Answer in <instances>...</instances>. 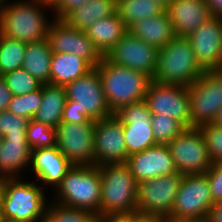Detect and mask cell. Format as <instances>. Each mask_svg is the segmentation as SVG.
Masks as SVG:
<instances>
[{"label": "cell", "mask_w": 222, "mask_h": 222, "mask_svg": "<svg viewBox=\"0 0 222 222\" xmlns=\"http://www.w3.org/2000/svg\"><path fill=\"white\" fill-rule=\"evenodd\" d=\"M52 15V3L47 0H1L0 33L25 43L41 41L47 38Z\"/></svg>", "instance_id": "6da1fadb"}, {"label": "cell", "mask_w": 222, "mask_h": 222, "mask_svg": "<svg viewBox=\"0 0 222 222\" xmlns=\"http://www.w3.org/2000/svg\"><path fill=\"white\" fill-rule=\"evenodd\" d=\"M101 175L100 217L136 214L138 182L126 163L99 165Z\"/></svg>", "instance_id": "7a4b0ae2"}, {"label": "cell", "mask_w": 222, "mask_h": 222, "mask_svg": "<svg viewBox=\"0 0 222 222\" xmlns=\"http://www.w3.org/2000/svg\"><path fill=\"white\" fill-rule=\"evenodd\" d=\"M24 178H4L1 217L20 222H42L51 201L47 190L34 179L27 181Z\"/></svg>", "instance_id": "3957f363"}, {"label": "cell", "mask_w": 222, "mask_h": 222, "mask_svg": "<svg viewBox=\"0 0 222 222\" xmlns=\"http://www.w3.org/2000/svg\"><path fill=\"white\" fill-rule=\"evenodd\" d=\"M53 192L52 202L90 211L100 217L101 175L98 166L73 165Z\"/></svg>", "instance_id": "277c9868"}, {"label": "cell", "mask_w": 222, "mask_h": 222, "mask_svg": "<svg viewBox=\"0 0 222 222\" xmlns=\"http://www.w3.org/2000/svg\"><path fill=\"white\" fill-rule=\"evenodd\" d=\"M98 70L109 109L114 114L121 107L145 100L152 79L146 74L121 67L102 57Z\"/></svg>", "instance_id": "5b68a950"}, {"label": "cell", "mask_w": 222, "mask_h": 222, "mask_svg": "<svg viewBox=\"0 0 222 222\" xmlns=\"http://www.w3.org/2000/svg\"><path fill=\"white\" fill-rule=\"evenodd\" d=\"M204 71L195 57L190 41L185 37H175L159 49L152 81L159 84L189 86Z\"/></svg>", "instance_id": "8992f818"}, {"label": "cell", "mask_w": 222, "mask_h": 222, "mask_svg": "<svg viewBox=\"0 0 222 222\" xmlns=\"http://www.w3.org/2000/svg\"><path fill=\"white\" fill-rule=\"evenodd\" d=\"M188 92L191 128L214 123L222 108V70H205Z\"/></svg>", "instance_id": "52a82bcc"}, {"label": "cell", "mask_w": 222, "mask_h": 222, "mask_svg": "<svg viewBox=\"0 0 222 222\" xmlns=\"http://www.w3.org/2000/svg\"><path fill=\"white\" fill-rule=\"evenodd\" d=\"M182 177L183 174L177 172L138 183L136 213L167 218Z\"/></svg>", "instance_id": "ba28073f"}, {"label": "cell", "mask_w": 222, "mask_h": 222, "mask_svg": "<svg viewBox=\"0 0 222 222\" xmlns=\"http://www.w3.org/2000/svg\"><path fill=\"white\" fill-rule=\"evenodd\" d=\"M176 170L183 175L205 174L212 166L199 128H187L167 144Z\"/></svg>", "instance_id": "9c48e42d"}, {"label": "cell", "mask_w": 222, "mask_h": 222, "mask_svg": "<svg viewBox=\"0 0 222 222\" xmlns=\"http://www.w3.org/2000/svg\"><path fill=\"white\" fill-rule=\"evenodd\" d=\"M212 204L207 175H183L173 208L166 219L204 218Z\"/></svg>", "instance_id": "30bf717a"}, {"label": "cell", "mask_w": 222, "mask_h": 222, "mask_svg": "<svg viewBox=\"0 0 222 222\" xmlns=\"http://www.w3.org/2000/svg\"><path fill=\"white\" fill-rule=\"evenodd\" d=\"M94 128L92 119L56 127V147L72 165L94 166Z\"/></svg>", "instance_id": "8fae6325"}, {"label": "cell", "mask_w": 222, "mask_h": 222, "mask_svg": "<svg viewBox=\"0 0 222 222\" xmlns=\"http://www.w3.org/2000/svg\"><path fill=\"white\" fill-rule=\"evenodd\" d=\"M114 114L122 122L128 156L157 145L151 126L152 113L145 100L121 107Z\"/></svg>", "instance_id": "7c38bea8"}, {"label": "cell", "mask_w": 222, "mask_h": 222, "mask_svg": "<svg viewBox=\"0 0 222 222\" xmlns=\"http://www.w3.org/2000/svg\"><path fill=\"white\" fill-rule=\"evenodd\" d=\"M145 101L152 115L164 114L178 120L186 129L191 128L188 86L159 84L148 85Z\"/></svg>", "instance_id": "4fadbf2b"}, {"label": "cell", "mask_w": 222, "mask_h": 222, "mask_svg": "<svg viewBox=\"0 0 222 222\" xmlns=\"http://www.w3.org/2000/svg\"><path fill=\"white\" fill-rule=\"evenodd\" d=\"M68 100L75 102V106L94 121L112 116L113 113L105 99L98 70L94 68L83 77L65 86Z\"/></svg>", "instance_id": "5bb4252c"}, {"label": "cell", "mask_w": 222, "mask_h": 222, "mask_svg": "<svg viewBox=\"0 0 222 222\" xmlns=\"http://www.w3.org/2000/svg\"><path fill=\"white\" fill-rule=\"evenodd\" d=\"M47 40L52 53H72L87 60L96 68L102 59L83 30L69 26L63 19L54 18L48 28Z\"/></svg>", "instance_id": "9a60e30c"}, {"label": "cell", "mask_w": 222, "mask_h": 222, "mask_svg": "<svg viewBox=\"0 0 222 222\" xmlns=\"http://www.w3.org/2000/svg\"><path fill=\"white\" fill-rule=\"evenodd\" d=\"M158 51L127 32L105 57L113 64L140 71L152 79L156 71Z\"/></svg>", "instance_id": "2e32d148"}, {"label": "cell", "mask_w": 222, "mask_h": 222, "mask_svg": "<svg viewBox=\"0 0 222 222\" xmlns=\"http://www.w3.org/2000/svg\"><path fill=\"white\" fill-rule=\"evenodd\" d=\"M122 122L113 114L95 121L94 166L126 163L128 155Z\"/></svg>", "instance_id": "e0dca14e"}, {"label": "cell", "mask_w": 222, "mask_h": 222, "mask_svg": "<svg viewBox=\"0 0 222 222\" xmlns=\"http://www.w3.org/2000/svg\"><path fill=\"white\" fill-rule=\"evenodd\" d=\"M187 39L204 70H222V18L210 17Z\"/></svg>", "instance_id": "ac0fdd59"}, {"label": "cell", "mask_w": 222, "mask_h": 222, "mask_svg": "<svg viewBox=\"0 0 222 222\" xmlns=\"http://www.w3.org/2000/svg\"><path fill=\"white\" fill-rule=\"evenodd\" d=\"M126 164L138 183L178 172L166 144H157L130 155Z\"/></svg>", "instance_id": "d6986e66"}, {"label": "cell", "mask_w": 222, "mask_h": 222, "mask_svg": "<svg viewBox=\"0 0 222 222\" xmlns=\"http://www.w3.org/2000/svg\"><path fill=\"white\" fill-rule=\"evenodd\" d=\"M72 166L56 146L32 150L30 177L53 193Z\"/></svg>", "instance_id": "ffe728a7"}, {"label": "cell", "mask_w": 222, "mask_h": 222, "mask_svg": "<svg viewBox=\"0 0 222 222\" xmlns=\"http://www.w3.org/2000/svg\"><path fill=\"white\" fill-rule=\"evenodd\" d=\"M176 37L187 38L211 17L204 0H171L165 8Z\"/></svg>", "instance_id": "44dd1931"}, {"label": "cell", "mask_w": 222, "mask_h": 222, "mask_svg": "<svg viewBox=\"0 0 222 222\" xmlns=\"http://www.w3.org/2000/svg\"><path fill=\"white\" fill-rule=\"evenodd\" d=\"M31 155L27 137H3L0 144V175L3 178L24 177V172L30 169Z\"/></svg>", "instance_id": "7402d4cb"}, {"label": "cell", "mask_w": 222, "mask_h": 222, "mask_svg": "<svg viewBox=\"0 0 222 222\" xmlns=\"http://www.w3.org/2000/svg\"><path fill=\"white\" fill-rule=\"evenodd\" d=\"M128 32L158 50L176 37L171 21L164 11L162 14L130 24Z\"/></svg>", "instance_id": "603a6c76"}, {"label": "cell", "mask_w": 222, "mask_h": 222, "mask_svg": "<svg viewBox=\"0 0 222 222\" xmlns=\"http://www.w3.org/2000/svg\"><path fill=\"white\" fill-rule=\"evenodd\" d=\"M84 32L100 55L105 57L128 32V29L117 12H115L109 17L93 22Z\"/></svg>", "instance_id": "cb8c5ba5"}, {"label": "cell", "mask_w": 222, "mask_h": 222, "mask_svg": "<svg viewBox=\"0 0 222 222\" xmlns=\"http://www.w3.org/2000/svg\"><path fill=\"white\" fill-rule=\"evenodd\" d=\"M94 67L84 58L70 53H53L50 68V84L66 86L83 77Z\"/></svg>", "instance_id": "d4e9b609"}, {"label": "cell", "mask_w": 222, "mask_h": 222, "mask_svg": "<svg viewBox=\"0 0 222 222\" xmlns=\"http://www.w3.org/2000/svg\"><path fill=\"white\" fill-rule=\"evenodd\" d=\"M67 96L65 86L43 84L42 103L33 120L56 129L62 122V115Z\"/></svg>", "instance_id": "484cf974"}, {"label": "cell", "mask_w": 222, "mask_h": 222, "mask_svg": "<svg viewBox=\"0 0 222 222\" xmlns=\"http://www.w3.org/2000/svg\"><path fill=\"white\" fill-rule=\"evenodd\" d=\"M116 12V0H87L70 10L62 19L71 27L86 30L93 22Z\"/></svg>", "instance_id": "4316f807"}, {"label": "cell", "mask_w": 222, "mask_h": 222, "mask_svg": "<svg viewBox=\"0 0 222 222\" xmlns=\"http://www.w3.org/2000/svg\"><path fill=\"white\" fill-rule=\"evenodd\" d=\"M52 50L49 42L43 39L27 43L22 67L42 84H50Z\"/></svg>", "instance_id": "83f0119b"}, {"label": "cell", "mask_w": 222, "mask_h": 222, "mask_svg": "<svg viewBox=\"0 0 222 222\" xmlns=\"http://www.w3.org/2000/svg\"><path fill=\"white\" fill-rule=\"evenodd\" d=\"M165 8L155 0H116V12L128 27L130 24L162 14Z\"/></svg>", "instance_id": "f1b7e54d"}, {"label": "cell", "mask_w": 222, "mask_h": 222, "mask_svg": "<svg viewBox=\"0 0 222 222\" xmlns=\"http://www.w3.org/2000/svg\"><path fill=\"white\" fill-rule=\"evenodd\" d=\"M27 43L0 33V76L22 68Z\"/></svg>", "instance_id": "f546056e"}, {"label": "cell", "mask_w": 222, "mask_h": 222, "mask_svg": "<svg viewBox=\"0 0 222 222\" xmlns=\"http://www.w3.org/2000/svg\"><path fill=\"white\" fill-rule=\"evenodd\" d=\"M99 216L86 210H80L49 202L42 222H98Z\"/></svg>", "instance_id": "4dcf8cb0"}, {"label": "cell", "mask_w": 222, "mask_h": 222, "mask_svg": "<svg viewBox=\"0 0 222 222\" xmlns=\"http://www.w3.org/2000/svg\"><path fill=\"white\" fill-rule=\"evenodd\" d=\"M13 96L26 95L42 87L40 81L23 67L2 75Z\"/></svg>", "instance_id": "1f68e13d"}, {"label": "cell", "mask_w": 222, "mask_h": 222, "mask_svg": "<svg viewBox=\"0 0 222 222\" xmlns=\"http://www.w3.org/2000/svg\"><path fill=\"white\" fill-rule=\"evenodd\" d=\"M151 126L157 144H168L180 135L186 128L168 115H152Z\"/></svg>", "instance_id": "d6a6232c"}, {"label": "cell", "mask_w": 222, "mask_h": 222, "mask_svg": "<svg viewBox=\"0 0 222 222\" xmlns=\"http://www.w3.org/2000/svg\"><path fill=\"white\" fill-rule=\"evenodd\" d=\"M26 136L31 150L56 146V129L33 119L29 120Z\"/></svg>", "instance_id": "836d02e7"}, {"label": "cell", "mask_w": 222, "mask_h": 222, "mask_svg": "<svg viewBox=\"0 0 222 222\" xmlns=\"http://www.w3.org/2000/svg\"><path fill=\"white\" fill-rule=\"evenodd\" d=\"M42 103V87L26 95L13 96L8 110L15 115L33 119Z\"/></svg>", "instance_id": "e575fe53"}, {"label": "cell", "mask_w": 222, "mask_h": 222, "mask_svg": "<svg viewBox=\"0 0 222 222\" xmlns=\"http://www.w3.org/2000/svg\"><path fill=\"white\" fill-rule=\"evenodd\" d=\"M212 163L222 162V127L215 123L199 127Z\"/></svg>", "instance_id": "d590c367"}, {"label": "cell", "mask_w": 222, "mask_h": 222, "mask_svg": "<svg viewBox=\"0 0 222 222\" xmlns=\"http://www.w3.org/2000/svg\"><path fill=\"white\" fill-rule=\"evenodd\" d=\"M29 119L13 114L9 110L0 112V133L2 137H27Z\"/></svg>", "instance_id": "8d00e7d4"}, {"label": "cell", "mask_w": 222, "mask_h": 222, "mask_svg": "<svg viewBox=\"0 0 222 222\" xmlns=\"http://www.w3.org/2000/svg\"><path fill=\"white\" fill-rule=\"evenodd\" d=\"M211 190L213 202L222 200V162L212 163V166L205 172Z\"/></svg>", "instance_id": "74e56055"}, {"label": "cell", "mask_w": 222, "mask_h": 222, "mask_svg": "<svg viewBox=\"0 0 222 222\" xmlns=\"http://www.w3.org/2000/svg\"><path fill=\"white\" fill-rule=\"evenodd\" d=\"M89 120L86 114H81V110L75 106V102L66 99L62 122L65 123H84Z\"/></svg>", "instance_id": "f35d334b"}, {"label": "cell", "mask_w": 222, "mask_h": 222, "mask_svg": "<svg viewBox=\"0 0 222 222\" xmlns=\"http://www.w3.org/2000/svg\"><path fill=\"white\" fill-rule=\"evenodd\" d=\"M87 0H54L52 2L53 16L62 19L70 10L81 6Z\"/></svg>", "instance_id": "ab89813d"}, {"label": "cell", "mask_w": 222, "mask_h": 222, "mask_svg": "<svg viewBox=\"0 0 222 222\" xmlns=\"http://www.w3.org/2000/svg\"><path fill=\"white\" fill-rule=\"evenodd\" d=\"M12 98L13 95L8 89L5 80L0 76V112L8 110Z\"/></svg>", "instance_id": "60d3db41"}, {"label": "cell", "mask_w": 222, "mask_h": 222, "mask_svg": "<svg viewBox=\"0 0 222 222\" xmlns=\"http://www.w3.org/2000/svg\"><path fill=\"white\" fill-rule=\"evenodd\" d=\"M207 218L209 222H222V200L213 202Z\"/></svg>", "instance_id": "b9f144b4"}, {"label": "cell", "mask_w": 222, "mask_h": 222, "mask_svg": "<svg viewBox=\"0 0 222 222\" xmlns=\"http://www.w3.org/2000/svg\"><path fill=\"white\" fill-rule=\"evenodd\" d=\"M128 222H167L166 218L159 216L133 214L128 215Z\"/></svg>", "instance_id": "7bdbcfd3"}, {"label": "cell", "mask_w": 222, "mask_h": 222, "mask_svg": "<svg viewBox=\"0 0 222 222\" xmlns=\"http://www.w3.org/2000/svg\"><path fill=\"white\" fill-rule=\"evenodd\" d=\"M209 7L211 17L222 18V0H204Z\"/></svg>", "instance_id": "ee69618b"}, {"label": "cell", "mask_w": 222, "mask_h": 222, "mask_svg": "<svg viewBox=\"0 0 222 222\" xmlns=\"http://www.w3.org/2000/svg\"><path fill=\"white\" fill-rule=\"evenodd\" d=\"M98 222H128V215L122 217H100Z\"/></svg>", "instance_id": "f6af8a7d"}, {"label": "cell", "mask_w": 222, "mask_h": 222, "mask_svg": "<svg viewBox=\"0 0 222 222\" xmlns=\"http://www.w3.org/2000/svg\"><path fill=\"white\" fill-rule=\"evenodd\" d=\"M167 222H209V220L207 217H204V218L167 219Z\"/></svg>", "instance_id": "bcb514c9"}, {"label": "cell", "mask_w": 222, "mask_h": 222, "mask_svg": "<svg viewBox=\"0 0 222 222\" xmlns=\"http://www.w3.org/2000/svg\"><path fill=\"white\" fill-rule=\"evenodd\" d=\"M214 123L222 127V108L219 110V113Z\"/></svg>", "instance_id": "7dc6e473"}, {"label": "cell", "mask_w": 222, "mask_h": 222, "mask_svg": "<svg viewBox=\"0 0 222 222\" xmlns=\"http://www.w3.org/2000/svg\"><path fill=\"white\" fill-rule=\"evenodd\" d=\"M157 3H159L164 8L167 7V5L170 3L171 0H155Z\"/></svg>", "instance_id": "c3c4849f"}, {"label": "cell", "mask_w": 222, "mask_h": 222, "mask_svg": "<svg viewBox=\"0 0 222 222\" xmlns=\"http://www.w3.org/2000/svg\"><path fill=\"white\" fill-rule=\"evenodd\" d=\"M2 190H3V180H0V211H1V203H2Z\"/></svg>", "instance_id": "681fc988"}, {"label": "cell", "mask_w": 222, "mask_h": 222, "mask_svg": "<svg viewBox=\"0 0 222 222\" xmlns=\"http://www.w3.org/2000/svg\"><path fill=\"white\" fill-rule=\"evenodd\" d=\"M0 222H20V221H16L12 218H3V217H1Z\"/></svg>", "instance_id": "f907efd6"}, {"label": "cell", "mask_w": 222, "mask_h": 222, "mask_svg": "<svg viewBox=\"0 0 222 222\" xmlns=\"http://www.w3.org/2000/svg\"><path fill=\"white\" fill-rule=\"evenodd\" d=\"M2 138H3V137H2V135H1V133H0V144H1Z\"/></svg>", "instance_id": "816d5d0a"}]
</instances>
